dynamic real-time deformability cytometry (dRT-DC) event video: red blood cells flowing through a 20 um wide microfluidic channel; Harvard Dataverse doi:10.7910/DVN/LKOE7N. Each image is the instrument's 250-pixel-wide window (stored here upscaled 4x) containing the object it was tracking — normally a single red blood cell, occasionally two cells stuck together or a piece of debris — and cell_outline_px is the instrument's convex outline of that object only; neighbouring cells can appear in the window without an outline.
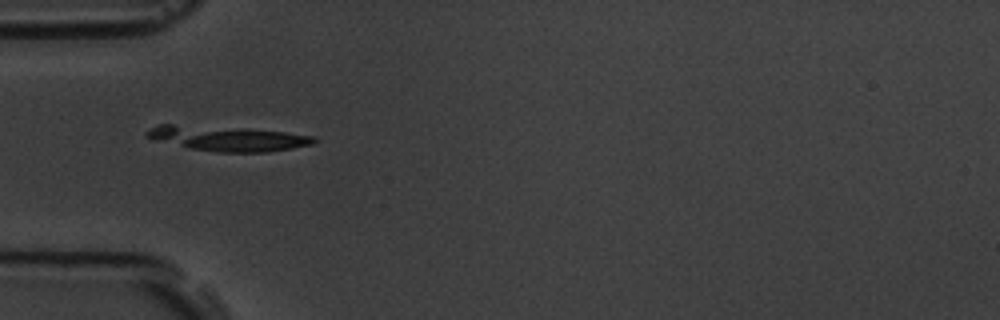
{"species": "common noctule bat (a hibernating species)", "species_latin": "Nyctalus noctula", "temperature_condition": "room temperature", "stored_images_in_passage": 2, "camera_frame_rate_fps": 3000, "um_per_image_px": 0.085, "animal": {"sex": "male", "body_mass_g": 19.5, "forearm_length_mm": 54.6}, "frame": {"image": 1, "passage_image": 1, "time_ms": 0.0, "image_size_px": [1000, 320], "cell_outline_px": [[316, 140], [312, 144], [292, 148], [268, 152], [216, 152], [192, 148], [156, 140], [144, 136], [152, 128], [160, 124], [172, 124], [244, 128], [284, 132], [316, 136]], "centroid_in_image_um": [19.39, 11.76], "position_along_channel_um": 65.6, "area_um2": 23.99}}
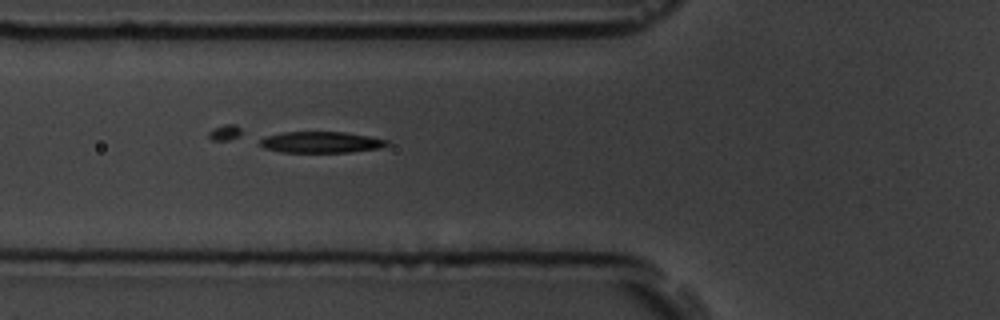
{"frame": {"image": 2, "passage_image": 2, "time_ms": 1.0, "image_size_px": [1000, 320], "cell_outline_px": [[388, 144], [380, 148], [348, 152], [280, 152], [264, 148], [260, 144], [260, 140], [264, 136], [284, 132], [344, 132], [368, 136], [388, 140]], "centroid_in_image_um": [27.25, 12.09], "position_along_channel_um": 98.5, "area_um2": 15.61}}